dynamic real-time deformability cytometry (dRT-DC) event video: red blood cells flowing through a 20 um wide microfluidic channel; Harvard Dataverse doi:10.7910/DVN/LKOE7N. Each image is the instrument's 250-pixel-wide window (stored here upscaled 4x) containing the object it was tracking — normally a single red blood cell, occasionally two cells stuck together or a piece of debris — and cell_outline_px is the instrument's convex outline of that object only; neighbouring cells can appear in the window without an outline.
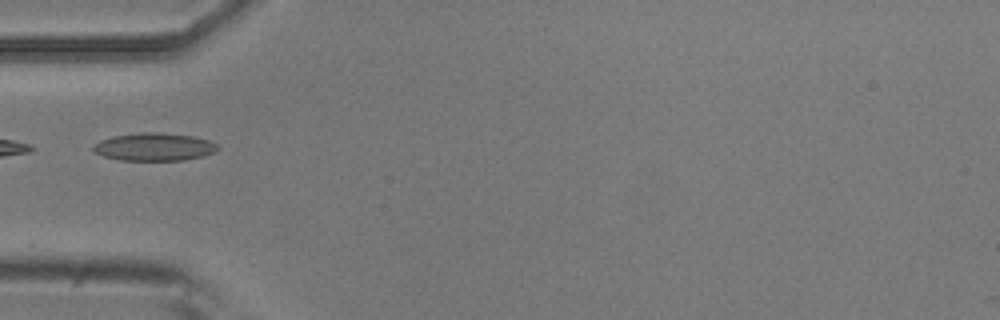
{"species": "common noctule bat (a hibernating species)", "species_latin": "Nyctalus noctula", "temperature_condition": "room temperature", "stored_images_in_passage": 6, "camera_frame_rate_fps": 3000, "um_per_image_px": 0.085, "animal": {"sex": "male", "body_mass_g": 20.5, "forearm_length_mm": 52.5}, "frame": {"image": 1, "passage_image": 5, "time_ms": 4.667, "image_size_px": [1000, 320], "cell_outline_px": [[220, 148], [204, 156], [184, 160], [120, 160], [104, 156], [92, 152], [92, 144], [100, 140], [112, 136], [140, 132], [156, 132], [192, 136], [208, 140], [216, 144]], "centroid_in_image_um": [13.05, 12.48], "position_along_channel_um": 71.9, "area_um2": 20.23}}
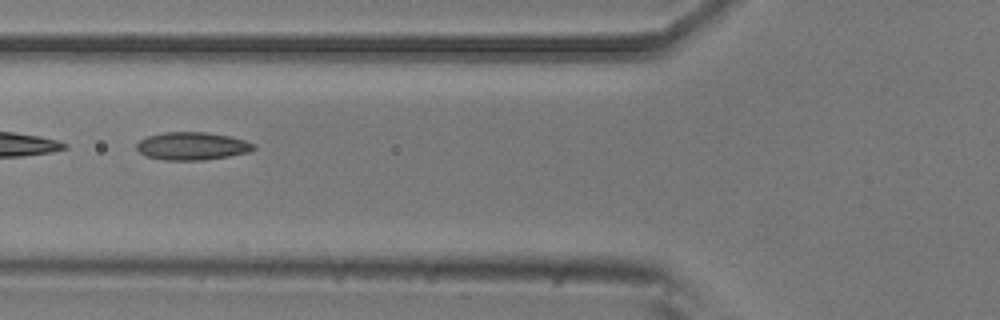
{"frame": {"image": 2, "passage_image": 6, "time_ms": 5.667, "image_size_px": [1000, 320], "cell_outline_px": [[256, 148], [252, 152], [204, 160], [164, 160], [148, 156], [140, 152], [136, 148], [136, 144], [140, 140], [148, 136], [164, 132], [204, 132], [232, 136], [256, 144]], "centroid_in_image_um": [16.38, 12.41], "position_along_channel_um": 109.4, "area_um2": 19.07}}